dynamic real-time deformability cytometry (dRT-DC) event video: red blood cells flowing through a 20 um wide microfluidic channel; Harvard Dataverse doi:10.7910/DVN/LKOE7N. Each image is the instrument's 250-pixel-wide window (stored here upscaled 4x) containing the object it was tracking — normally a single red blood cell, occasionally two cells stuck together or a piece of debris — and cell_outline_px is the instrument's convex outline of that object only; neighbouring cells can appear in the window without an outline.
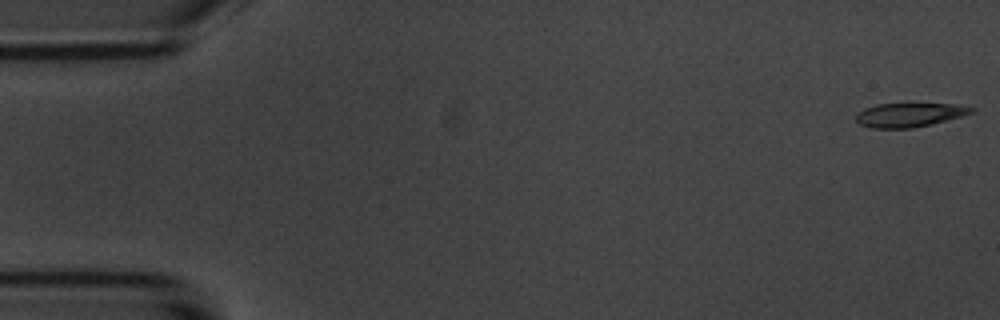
{"species": "common noctule bat (a hibernating species)", "species_latin": "Nyctalus noctula", "temperature_condition": "room temperature", "stored_images_in_passage": 4, "camera_frame_rate_fps": 3000, "um_per_image_px": 0.085, "animal": {"sex": "male", "body_mass_g": 20.1, "forearm_length_mm": 53.5}, "frame": {"image": 1, "passage_image": 1, "time_ms": 0.0, "image_size_px": [1000, 320], "cell_outline_px": [[976, 112], [932, 124], [912, 128], [872, 128], [860, 124], [856, 120], [856, 116], [864, 108], [876, 104], [956, 104], [976, 108]], "centroid_in_image_um": [77.33, 9.76], "position_along_channel_um": 7.7, "area_um2": 16.07}}
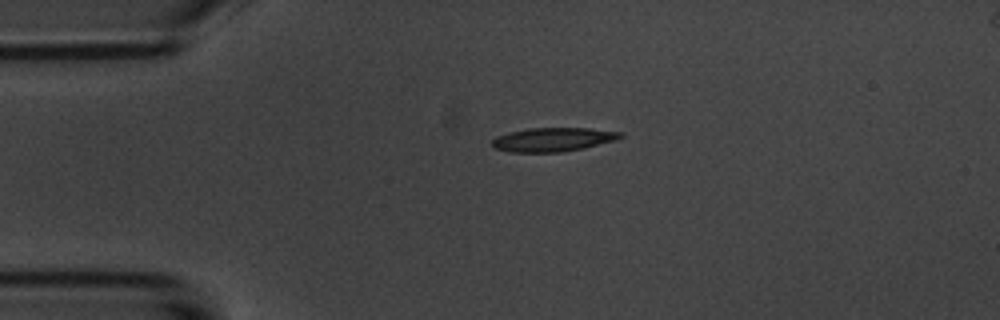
{"frame": {"image": 2, "passage_image": 3, "time_ms": 3.667, "image_size_px": [1000, 320], "cell_outline_px": [[624, 136], [616, 140], [584, 148], [564, 152], [508, 152], [496, 148], [492, 144], [492, 140], [496, 136], [508, 132], [528, 128], [588, 128], [624, 132]], "centroid_in_image_um": [47.03, 11.86], "position_along_channel_um": 38.0, "area_um2": 17.98}}